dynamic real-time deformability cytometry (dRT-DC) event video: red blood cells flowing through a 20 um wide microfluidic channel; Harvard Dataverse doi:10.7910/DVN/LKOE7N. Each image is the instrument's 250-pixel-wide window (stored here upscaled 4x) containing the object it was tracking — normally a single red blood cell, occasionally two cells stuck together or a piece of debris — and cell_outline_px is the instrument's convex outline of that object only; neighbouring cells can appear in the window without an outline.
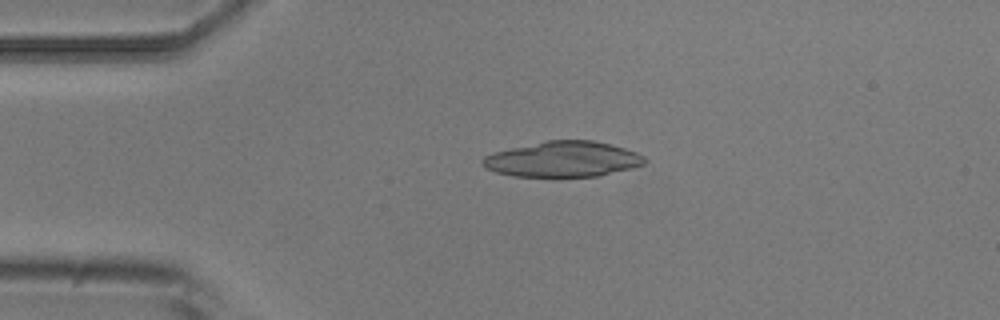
{"species": "common noctule bat (a hibernating species)", "species_latin": "Nyctalus noctula", "temperature_condition": "room temperature", "stored_images_in_passage": 3, "camera_frame_rate_fps": 3000, "um_per_image_px": 0.085, "animal": {"sex": "male", "body_mass_g": 20.5, "forearm_length_mm": 52.5}, "frame": {"image": 1, "passage_image": 3, "time_ms": 2.333, "image_size_px": [1000, 320], "cell_outline_px": [[648, 160], [644, 164], [632, 168], [596, 176], [516, 176], [496, 172], [488, 168], [480, 160], [484, 156], [496, 152], [512, 148], [548, 140], [592, 140], [624, 148], [636, 152], [644, 156]], "centroid_in_image_um": [47.89, 13.53], "position_along_channel_um": 37.1, "area_um2": 33.0}}